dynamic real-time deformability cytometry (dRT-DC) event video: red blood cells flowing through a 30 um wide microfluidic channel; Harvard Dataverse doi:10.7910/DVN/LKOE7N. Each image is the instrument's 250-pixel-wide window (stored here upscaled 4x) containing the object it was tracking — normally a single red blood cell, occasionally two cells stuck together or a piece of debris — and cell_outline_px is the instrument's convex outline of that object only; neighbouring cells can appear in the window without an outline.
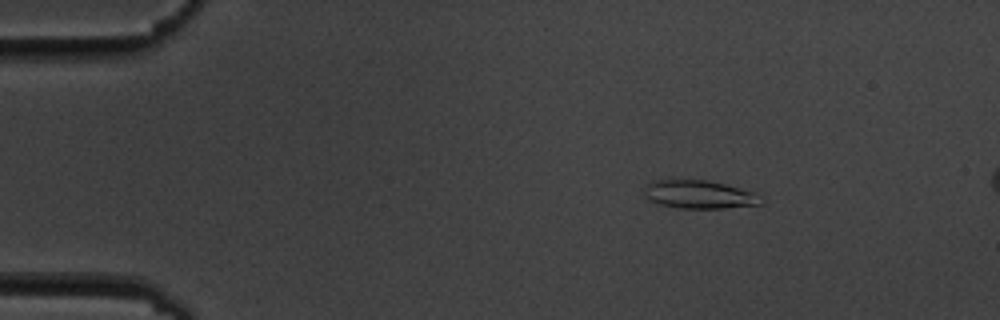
{"species": "common noctule bat (a hibernating species)", "species_latin": "Nyctalus noctula", "temperature_condition": "cold", "stored_images_in_passage": 5, "camera_frame_rate_fps": 3000, "um_per_image_px": 0.085, "animal": {"sex": "male", "body_mass_g": 19.5, "forearm_length_mm": 54.6}, "frame": {"image": 1, "passage_image": 2, "time_ms": 1.0, "image_size_px": [1000, 320], "cell_outline_px": [[764, 204], [724, 208], [680, 208], [660, 204], [652, 200], [644, 192], [644, 188], [652, 180], [704, 180], [724, 184], [756, 192], [764, 200]], "centroid_in_image_um": [59.51, 16.53], "position_along_channel_um": 25.5, "area_um2": 19.07}}